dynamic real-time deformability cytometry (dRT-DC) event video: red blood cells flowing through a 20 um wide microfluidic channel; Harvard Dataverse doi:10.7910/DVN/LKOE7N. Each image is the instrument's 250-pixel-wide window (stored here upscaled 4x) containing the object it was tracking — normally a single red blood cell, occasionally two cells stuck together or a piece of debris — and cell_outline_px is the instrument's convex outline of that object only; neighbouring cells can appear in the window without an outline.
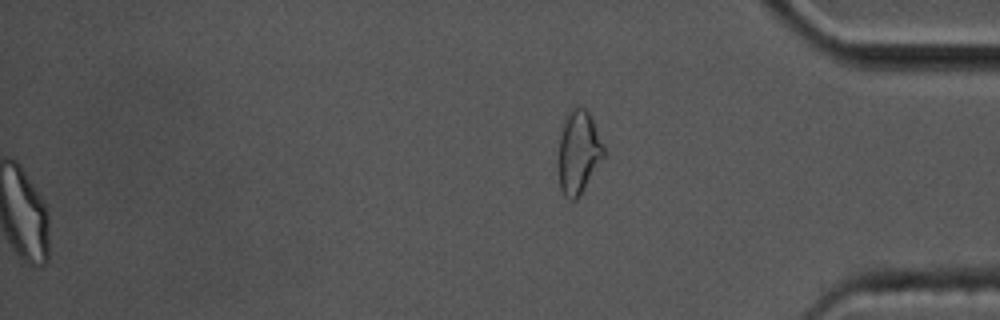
{"species": "common noctule bat (a hibernating species)", "species_latin": "Nyctalus noctula", "temperature_condition": "cold", "stored_images_in_passage": 46, "segment_of_instrument_passage": [2, 2], "camera_frame_rate_fps": 3000, "um_per_image_px": 0.085, "animal": {"sex": "male", "body_mass_g": 17.5, "forearm_length_mm": 52.3}, "frame": {"image": 1, "passage_image": 46, "time_ms": 15.0, "image_size_px": [1000, 320], "cell_outline_px": [[604, 156], [576, 200], [568, 200], [564, 196], [560, 188], [560, 136], [564, 120], [572, 108], [584, 108], [588, 112], [592, 120], [604, 148]], "centroid_in_image_um": [49.17, 12.96], "position_along_channel_um": 386.0, "area_um2": 21.04}}